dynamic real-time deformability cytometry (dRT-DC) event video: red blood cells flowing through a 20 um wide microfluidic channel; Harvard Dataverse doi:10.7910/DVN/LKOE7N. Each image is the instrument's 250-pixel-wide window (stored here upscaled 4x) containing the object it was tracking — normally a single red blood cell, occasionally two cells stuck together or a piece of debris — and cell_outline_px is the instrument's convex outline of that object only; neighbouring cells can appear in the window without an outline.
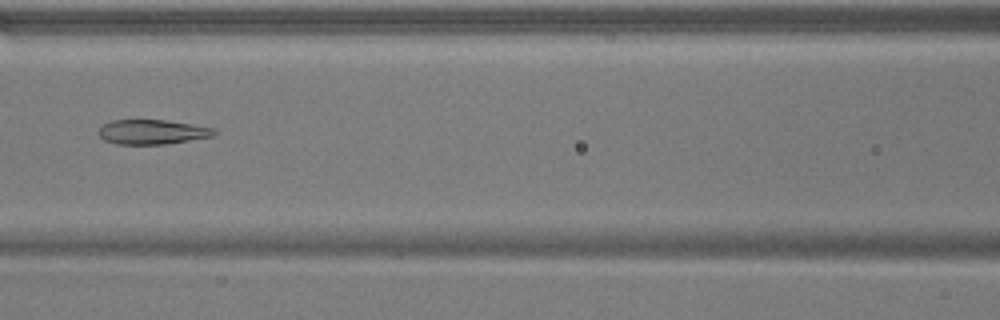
{"species": "common noctule bat (a hibernating species)", "species_latin": "Nyctalus noctula", "temperature_condition": "warm", "stored_images_in_passage": 50, "camera_frame_rate_fps": 3000, "um_per_image_px": 0.085, "animal": {"sex": "male", "body_mass_g": 17.9}, "frame": {"image": 1, "passage_image": 21, "time_ms": 6.667, "image_size_px": [1000, 320], "cell_outline_px": [[216, 136], [164, 144], [116, 144], [104, 140], [100, 136], [100, 128], [104, 124], [112, 120], [164, 120], [192, 124], [216, 128]], "centroid_in_image_um": [12.99, 11.21], "position_along_channel_um": 153.6, "area_um2": 16.53}}
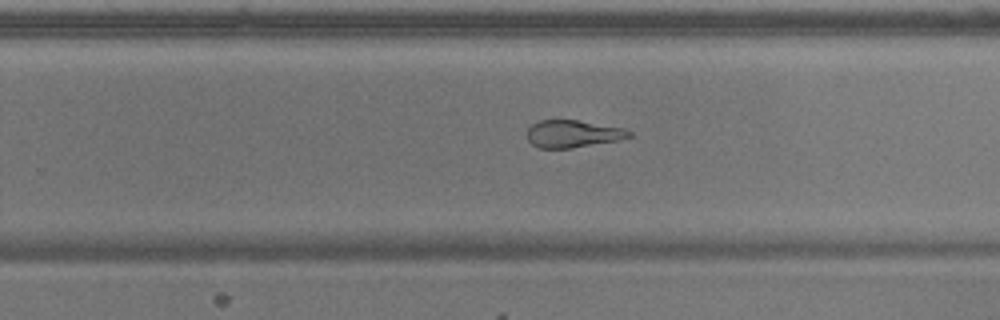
{"frame": {"image": 2, "passage_image": 31, "time_ms": 10.0, "image_size_px": [1000, 320], "cell_outline_px": [[632, 136], [620, 140], [572, 148], [540, 148], [532, 144], [528, 140], [528, 128], [532, 124], [540, 120], [576, 120], [624, 128], [632, 132]], "centroid_in_image_um": [48.71, 11.38], "position_along_channel_um": 281.1, "area_um2": 16.24}}
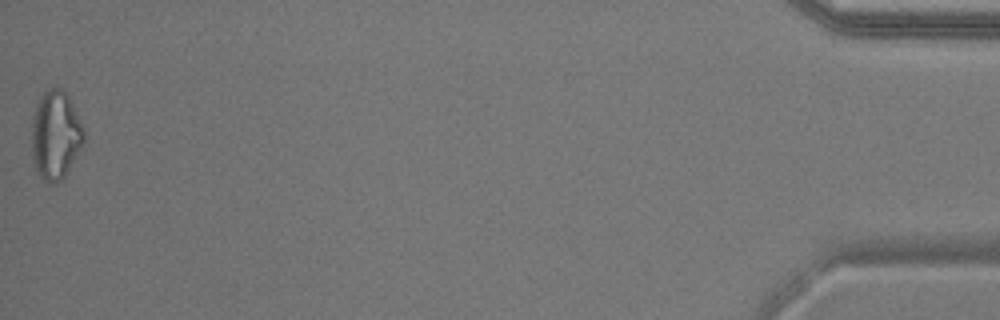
{"frame": {"image": 3, "passage_image": 50, "time_ms": 16.333, "image_size_px": [1000, 320], "cell_outline_px": [[84, 140], [64, 176], [56, 184], [52, 184], [44, 180], [36, 172], [32, 156], [32, 116], [36, 104], [40, 96], [48, 88], [60, 88], [68, 96], [84, 128]], "centroid_in_image_um": [4.69, 11.47], "position_along_channel_um": 430.5, "area_um2": 26.7}, "authors_computed_cell_mechanics": {"area_um2": 21.0681, "velocity_mm_per_s": 3.8449, "shape_relaxation_time_tau1_ms": null, "shape_relaxation_time_tau2_ms": 1.8268, "deformation_change_tau1": null, "deformation_change_tau2": 0.0832}}